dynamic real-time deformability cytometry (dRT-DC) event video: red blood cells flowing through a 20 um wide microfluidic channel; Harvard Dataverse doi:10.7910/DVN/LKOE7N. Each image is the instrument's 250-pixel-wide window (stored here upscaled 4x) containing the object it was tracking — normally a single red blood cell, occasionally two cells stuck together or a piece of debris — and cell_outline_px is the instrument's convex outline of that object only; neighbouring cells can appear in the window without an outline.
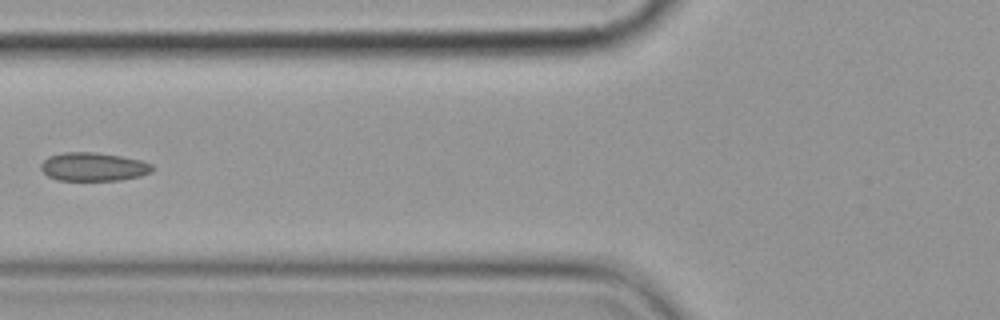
{"species": "common noctule bat (a hibernating species)", "species_latin": "Nyctalus noctula", "temperature_condition": "cold", "stored_images_in_passage": 8, "camera_frame_rate_fps": 3000, "um_per_image_px": 0.085, "animal": {"sex": "female", "body_mass_g": 19.9}, "frame": {"image": 1, "passage_image": 5, "time_ms": 4.667, "image_size_px": [1000, 320], "cell_outline_px": [[152, 172], [140, 176], [120, 180], [56, 180], [48, 176], [40, 168], [40, 164], [48, 156], [64, 152], [96, 152], [120, 156], [140, 160], [152, 164]], "centroid_in_image_um": [7.92, 14.17], "position_along_channel_um": 117.9, "area_um2": 18.5}}
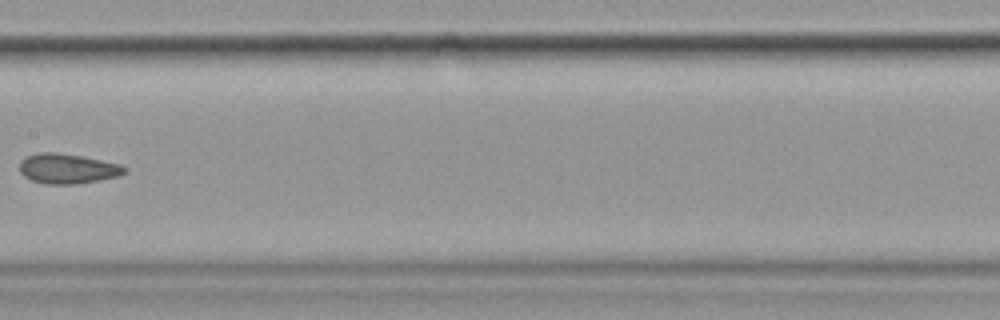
{"frame": {"image": 2, "passage_image": 7, "time_ms": 7.0, "image_size_px": [1000, 320], "cell_outline_px": [[128, 172], [120, 176], [100, 180], [76, 184], [44, 184], [32, 180], [24, 176], [20, 172], [20, 160], [24, 156], [36, 152], [56, 152], [80, 156], [120, 164], [128, 168]], "centroid_in_image_um": [5.74, 14.33], "position_along_channel_um": 201.7, "area_um2": 18.55}}
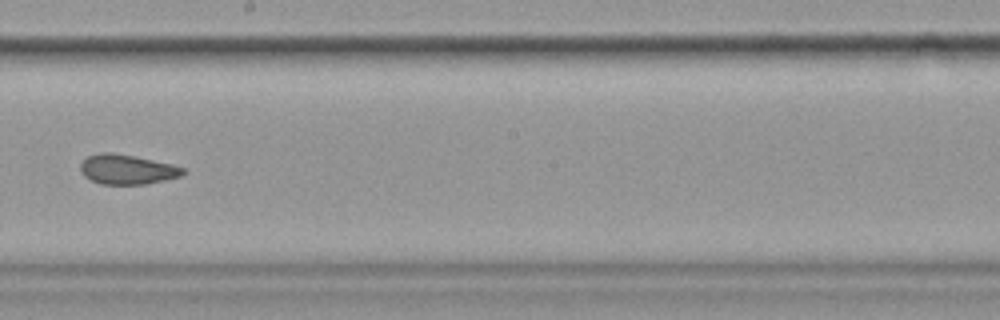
{"frame": {"image": 3, "passage_image": 8, "time_ms": 8.0, "image_size_px": [1000, 320], "cell_outline_px": [[184, 172], [180, 176], [164, 180], [144, 184], [100, 184], [84, 176], [80, 172], [80, 164], [88, 156], [100, 152], [112, 152], [172, 164], [184, 168]], "centroid_in_image_um": [10.76, 14.4], "position_along_channel_um": 237.4, "area_um2": 17.57}}